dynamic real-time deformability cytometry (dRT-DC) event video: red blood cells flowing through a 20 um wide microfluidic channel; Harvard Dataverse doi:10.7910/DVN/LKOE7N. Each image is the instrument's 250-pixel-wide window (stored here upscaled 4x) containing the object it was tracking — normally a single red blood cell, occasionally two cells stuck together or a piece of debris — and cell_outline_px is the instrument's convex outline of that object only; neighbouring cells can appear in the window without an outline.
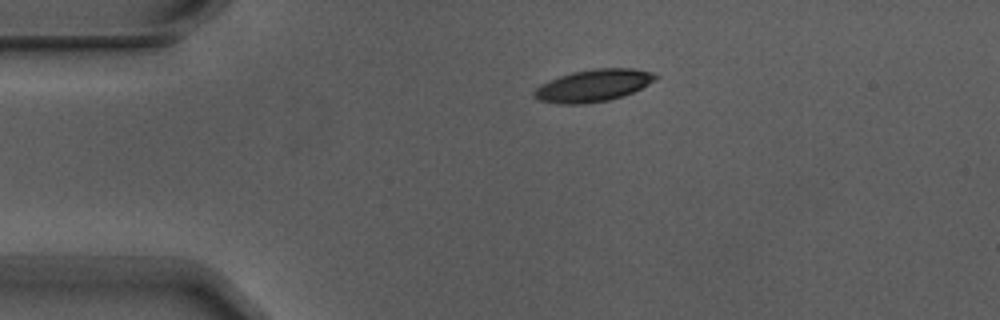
{"species": "Egyptian fruit bat (a non-hibernating species)", "species_latin": "Rousettus aegyptiacus", "temperature_condition": "warm", "stored_images_in_passage": 2, "camera_frame_rate_fps": 3000, "um_per_image_px": 0.085, "animal": {"sex": "male"}, "frame": {"image": 1, "passage_image": 1, "time_ms": 0.0, "image_size_px": [1000, 320], "cell_outline_px": [[660, 76], [656, 80], [624, 96], [608, 100], [580, 104], [560, 104], [536, 100], [532, 96], [532, 92], [540, 84], [560, 76], [572, 72], [596, 68], [632, 68], [652, 72]], "centroid_in_image_um": [50.41, 7.27], "position_along_channel_um": 34.6, "area_um2": 22.83}}